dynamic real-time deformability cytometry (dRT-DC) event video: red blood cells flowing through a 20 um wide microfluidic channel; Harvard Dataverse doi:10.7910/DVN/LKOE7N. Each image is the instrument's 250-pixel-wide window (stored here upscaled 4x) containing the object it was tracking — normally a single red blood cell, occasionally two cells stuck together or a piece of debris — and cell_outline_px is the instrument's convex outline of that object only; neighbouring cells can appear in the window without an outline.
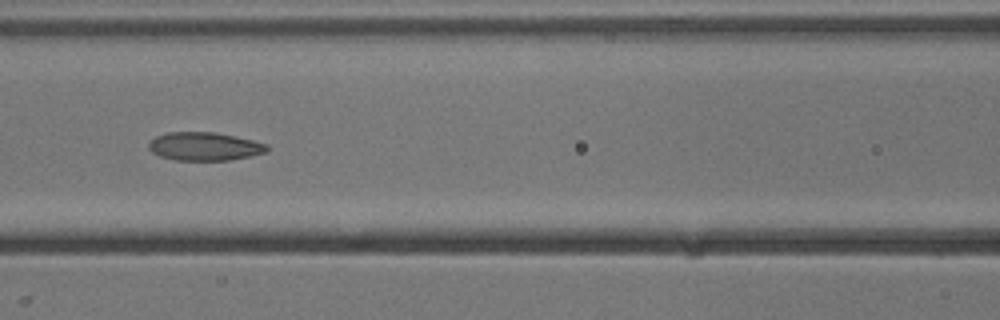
{"species": "common noctule bat (a hibernating species)", "species_latin": "Nyctalus noctula", "temperature_condition": "cold", "stored_images_in_passage": 20, "camera_frame_rate_fps": 3000, "um_per_image_px": 0.085, "animal": {"sex": "male", "body_mass_g": 13.3}, "frame": {"image": 1, "passage_image": 9, "time_ms": 2.667, "image_size_px": [1000, 320], "cell_outline_px": [[268, 152], [228, 160], [176, 160], [160, 156], [152, 152], [148, 148], [148, 144], [156, 136], [168, 132], [216, 132], [252, 140], [268, 144]], "centroid_in_image_um": [17.38, 12.44], "position_along_channel_um": 149.2, "area_um2": 19.42}}
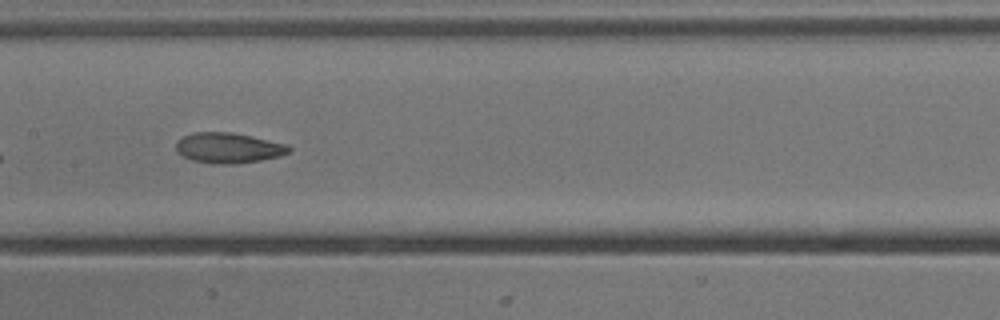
{"frame": {"image": 2, "passage_image": 12, "time_ms": 3.667, "image_size_px": [1000, 320], "cell_outline_px": [[292, 148], [288, 152], [280, 156], [260, 160], [232, 164], [212, 164], [192, 160], [176, 152], [176, 140], [184, 136], [196, 132], [232, 132], [288, 144]], "centroid_in_image_um": [19.4, 12.57], "position_along_channel_um": 188.0, "area_um2": 20.0}}
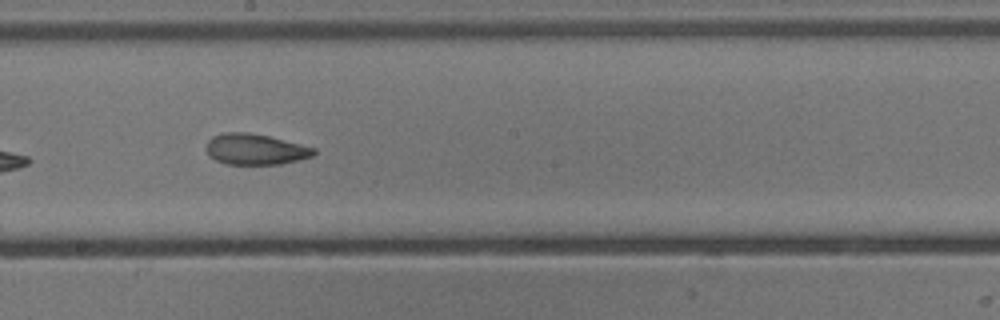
{"frame": {"image": 3, "passage_image": 15, "time_ms": 4.667, "image_size_px": [1000, 320], "cell_outline_px": [[316, 152], [312, 156], [280, 164], [224, 164], [208, 156], [204, 148], [208, 140], [212, 136], [224, 132], [248, 132], [268, 136], [316, 148]], "centroid_in_image_um": [21.63, 12.68], "position_along_channel_um": 226.6, "area_um2": 19.42}}